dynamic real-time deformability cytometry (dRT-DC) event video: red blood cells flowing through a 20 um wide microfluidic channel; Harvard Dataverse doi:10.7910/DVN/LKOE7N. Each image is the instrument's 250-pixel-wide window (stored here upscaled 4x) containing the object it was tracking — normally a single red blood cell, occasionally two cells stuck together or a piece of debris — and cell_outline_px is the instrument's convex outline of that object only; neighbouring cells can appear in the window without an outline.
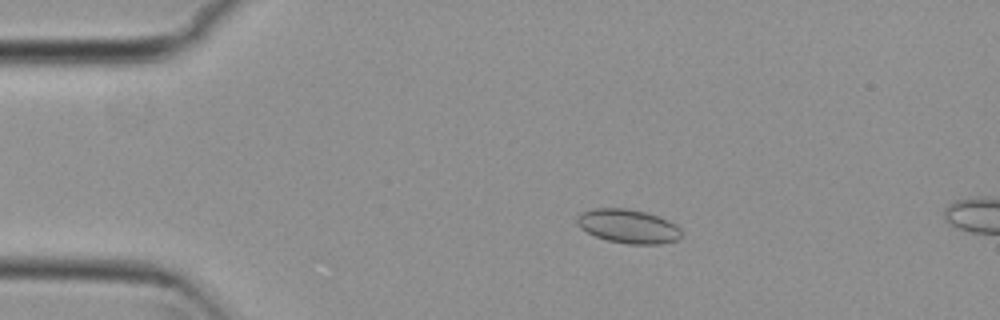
{"species": "common noctule bat (a hibernating species)", "species_latin": "Nyctalus noctula", "temperature_condition": "cold", "stored_images_in_passage": 7, "camera_frame_rate_fps": 3000, "um_per_image_px": 0.085, "animal": {"sex": "female", "body_mass_g": 29.2, "forearm_length_mm": 56.3}, "frame": {"image": 1, "passage_image": 3, "time_ms": 0.667, "image_size_px": [1000, 320], "cell_outline_px": [[680, 240], [660, 244], [628, 244], [608, 240], [596, 236], [580, 228], [576, 224], [576, 216], [580, 212], [592, 208], [624, 208], [644, 212], [668, 220], [676, 224], [680, 228]], "centroid_in_image_um": [53.37, 19.23], "position_along_channel_um": 31.6, "area_um2": 20.69}}